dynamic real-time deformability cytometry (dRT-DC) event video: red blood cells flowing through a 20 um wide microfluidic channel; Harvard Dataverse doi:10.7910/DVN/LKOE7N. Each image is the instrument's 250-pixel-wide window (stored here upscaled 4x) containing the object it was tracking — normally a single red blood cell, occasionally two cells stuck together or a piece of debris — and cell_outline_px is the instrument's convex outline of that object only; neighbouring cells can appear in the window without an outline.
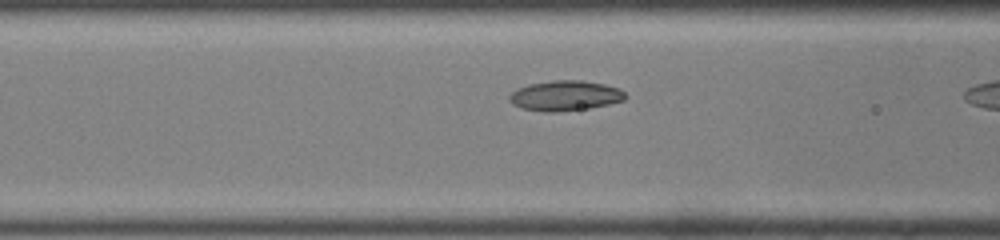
{"species": "common noctule bat (a hibernating species)", "species_latin": "Nyctalus noctula", "temperature_condition": "room temperature", "stored_images_in_passage": 8, "camera_frame_rate_fps": 3000, "um_per_image_px": 0.085, "animal": {"sex": "male", "body_mass_g": 19.0, "forearm_length_mm": 50.8}, "frame": {"image": 1, "passage_image": 7, "time_ms": 2.0, "image_size_px": [1000, 240], "cell_outline_px": [[628, 96], [624, 100], [608, 104], [588, 108], [552, 112], [544, 112], [520, 108], [512, 104], [508, 100], [508, 96], [516, 88], [528, 84], [552, 80], [584, 80], [604, 84], [620, 88]], "centroid_in_image_um": [48.01, 8.12], "position_along_channel_um": 118.6, "area_um2": 20.58}}